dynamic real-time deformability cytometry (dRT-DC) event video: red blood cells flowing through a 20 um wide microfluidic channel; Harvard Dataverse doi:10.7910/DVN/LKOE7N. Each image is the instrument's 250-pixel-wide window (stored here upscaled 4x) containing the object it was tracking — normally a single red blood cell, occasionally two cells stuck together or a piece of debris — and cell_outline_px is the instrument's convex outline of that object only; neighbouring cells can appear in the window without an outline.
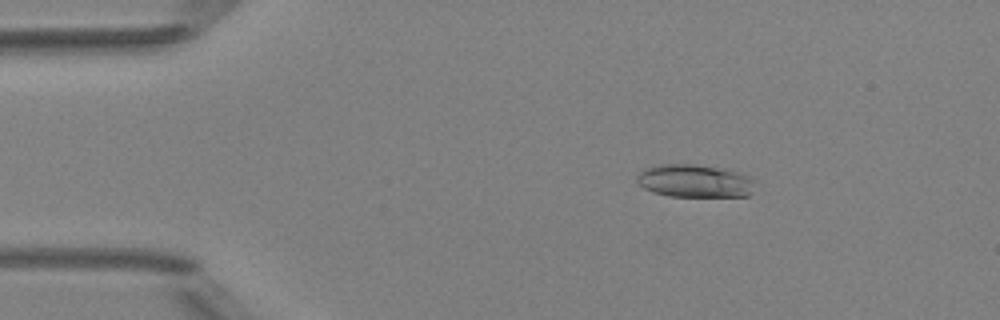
{"species": "Egyptian fruit bat (a non-hibernating species)", "species_latin": "Rousettus aegyptiacus", "temperature_condition": "room temperature", "stored_images_in_passage": 5, "camera_frame_rate_fps": 3000, "um_per_image_px": 0.085, "animal": {"sex": "female"}, "frame": {"image": 1, "passage_image": 3, "time_ms": 2.333, "image_size_px": [1000, 320], "cell_outline_px": [[756, 180], [752, 192], [748, 196], [668, 196], [652, 192], [644, 188], [636, 180], [636, 176], [640, 172], [648, 168], [660, 164], [696, 164], [724, 168], [740, 172]], "centroid_in_image_um": [59.09, 15.37], "position_along_channel_um": 25.9, "area_um2": 22.83}}
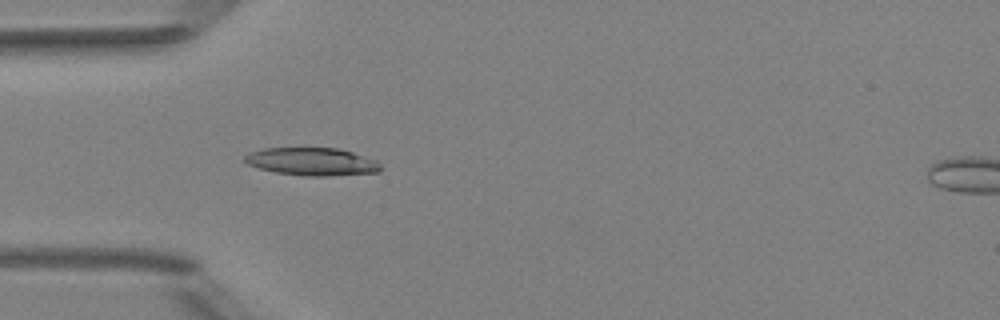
{"frame": {"image": 2, "passage_image": 5, "time_ms": 4.667, "image_size_px": [1000, 320], "cell_outline_px": [[380, 172], [328, 176], [304, 176], [276, 172], [260, 168], [248, 164], [244, 160], [244, 156], [248, 152], [264, 148], [336, 148], [352, 152], [376, 160], [380, 164]], "centroid_in_image_um": [26.51, 13.74], "position_along_channel_um": 58.5, "area_um2": 21.96}}